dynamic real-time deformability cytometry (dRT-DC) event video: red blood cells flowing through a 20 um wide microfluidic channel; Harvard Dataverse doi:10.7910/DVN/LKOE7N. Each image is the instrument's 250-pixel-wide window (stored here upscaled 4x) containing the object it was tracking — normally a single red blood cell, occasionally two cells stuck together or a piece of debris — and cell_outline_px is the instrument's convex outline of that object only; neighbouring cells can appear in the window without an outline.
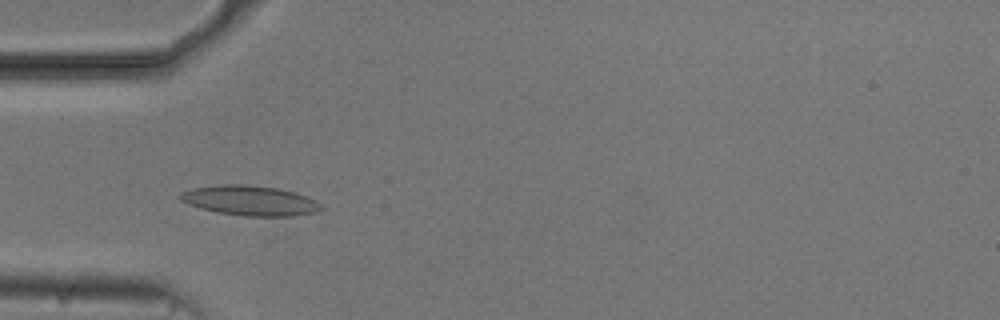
{"species": "common noctule bat (a hibernating species)", "species_latin": "Nyctalus noctula", "temperature_condition": "cold", "stored_images_in_passage": 53, "camera_frame_rate_fps": 3000, "um_per_image_px": 0.085, "animal": {"sex": "male", "body_mass_g": 20.5, "forearm_length_mm": 52.5}, "frame": {"image": 1, "passage_image": 16, "time_ms": 5.0, "image_size_px": [1000, 320], "cell_outline_px": [[324, 208], [316, 212], [292, 216], [244, 216], [216, 212], [200, 208], [188, 204], [180, 200], [180, 196], [184, 192], [192, 188], [220, 184], [244, 184], [276, 188], [296, 192], [316, 200]], "centroid_in_image_um": [21.27, 17.05], "position_along_channel_um": 63.7, "area_um2": 24.57}}
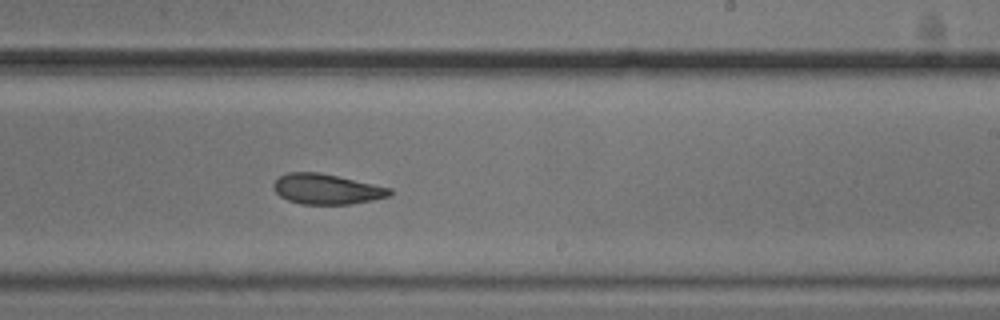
{"frame": {"image": 2, "passage_image": 32, "time_ms": 10.333, "image_size_px": [1000, 320], "cell_outline_px": [[392, 192], [388, 196], [372, 200], [352, 204], [300, 204], [288, 200], [280, 196], [272, 188], [272, 184], [280, 176], [288, 172], [320, 172], [392, 188]], "centroid_in_image_um": [27.74, 16.07], "position_along_channel_um": 261.3, "area_um2": 20.52}}
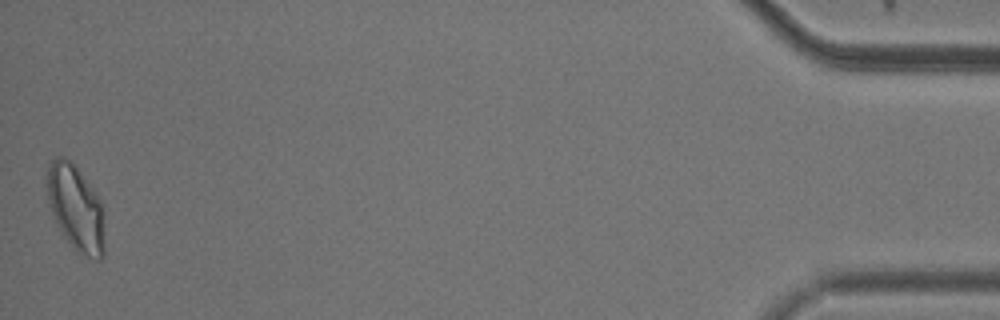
{"frame": {"image": 3, "passage_image": 53, "time_ms": 17.333, "image_size_px": [1000, 320], "cell_outline_px": [[104, 256], [100, 260], [96, 260], [80, 256], [76, 252], [64, 236], [56, 224], [48, 204], [44, 184], [48, 160], [56, 156], [64, 156], [76, 168], [92, 188], [100, 200], [104, 216]], "centroid_in_image_um": [6.4, 17.69], "position_along_channel_um": 428.8, "area_um2": 29.59}, "authors_computed_cell_mechanics": {"area_um2": 22.4842, "velocity_mm_per_s": 3.7099, "shape_relaxation_time_tau1_ms": null, "shape_relaxation_time_tau2_ms": 3.992, "deformation_change_tau1": null, "deformation_change_tau2": 0.0943}}